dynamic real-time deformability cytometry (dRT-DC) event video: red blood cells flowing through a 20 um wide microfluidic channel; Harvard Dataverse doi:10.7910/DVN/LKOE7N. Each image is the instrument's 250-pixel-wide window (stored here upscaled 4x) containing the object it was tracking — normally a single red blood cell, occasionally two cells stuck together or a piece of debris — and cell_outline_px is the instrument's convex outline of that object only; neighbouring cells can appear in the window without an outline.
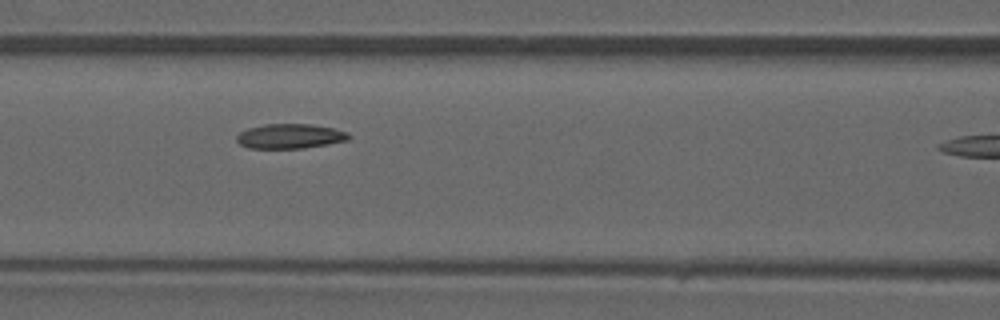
{"species": "common noctule bat (a hibernating species)", "species_latin": "Nyctalus noctula", "temperature_condition": "warm", "stored_images_in_passage": 21, "camera_frame_rate_fps": 3000, "um_per_image_px": 0.085, "animal": {"sex": "male", "forearm_length_mm": 52.5}, "frame": {"image": 1, "passage_image": 15, "time_ms": 4.667, "image_size_px": [1000, 320], "cell_outline_px": [[352, 136], [348, 140], [328, 144], [304, 148], [248, 148], [240, 144], [236, 140], [236, 136], [240, 132], [248, 128], [264, 124], [312, 124], [332, 128], [348, 132]], "centroid_in_image_um": [24.66, 11.57], "position_along_channel_um": 141.9, "area_um2": 16.18}}
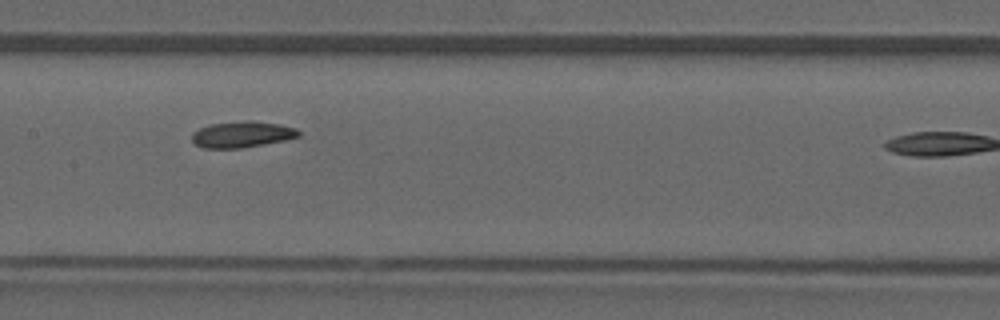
{"frame": {"image": 2, "passage_image": 18, "time_ms": 5.667, "image_size_px": [1000, 320], "cell_outline_px": [[300, 136], [284, 140], [264, 144], [240, 148], [204, 148], [196, 144], [192, 140], [192, 132], [200, 128], [212, 124], [248, 120], [252, 120], [280, 124], [296, 128], [300, 132]], "centroid_in_image_um": [20.59, 11.42], "position_along_channel_um": 186.8, "area_um2": 16.18}}